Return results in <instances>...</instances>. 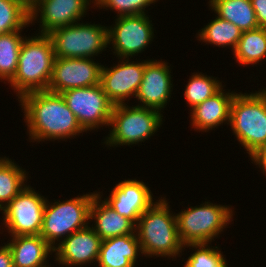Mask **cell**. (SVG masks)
Listing matches in <instances>:
<instances>
[{
  "mask_svg": "<svg viewBox=\"0 0 266 267\" xmlns=\"http://www.w3.org/2000/svg\"><path fill=\"white\" fill-rule=\"evenodd\" d=\"M232 206L204 203L176 214L178 236L183 246L211 243L232 222Z\"/></svg>",
  "mask_w": 266,
  "mask_h": 267,
  "instance_id": "obj_7",
  "label": "cell"
},
{
  "mask_svg": "<svg viewBox=\"0 0 266 267\" xmlns=\"http://www.w3.org/2000/svg\"><path fill=\"white\" fill-rule=\"evenodd\" d=\"M96 193L77 195L63 202L46 200L39 235L54 249L66 237L87 227L91 224L90 207Z\"/></svg>",
  "mask_w": 266,
  "mask_h": 267,
  "instance_id": "obj_5",
  "label": "cell"
},
{
  "mask_svg": "<svg viewBox=\"0 0 266 267\" xmlns=\"http://www.w3.org/2000/svg\"><path fill=\"white\" fill-rule=\"evenodd\" d=\"M147 14L117 16L115 25L108 26V45H112L114 56L131 58L142 53L153 41L152 20Z\"/></svg>",
  "mask_w": 266,
  "mask_h": 267,
  "instance_id": "obj_10",
  "label": "cell"
},
{
  "mask_svg": "<svg viewBox=\"0 0 266 267\" xmlns=\"http://www.w3.org/2000/svg\"><path fill=\"white\" fill-rule=\"evenodd\" d=\"M29 24V4L25 0H0V34L25 29Z\"/></svg>",
  "mask_w": 266,
  "mask_h": 267,
  "instance_id": "obj_27",
  "label": "cell"
},
{
  "mask_svg": "<svg viewBox=\"0 0 266 267\" xmlns=\"http://www.w3.org/2000/svg\"><path fill=\"white\" fill-rule=\"evenodd\" d=\"M215 17L214 20L199 30L196 37L200 42H206L205 44L209 43L222 48L232 47L233 52L241 38L242 31L235 24L216 15Z\"/></svg>",
  "mask_w": 266,
  "mask_h": 267,
  "instance_id": "obj_25",
  "label": "cell"
},
{
  "mask_svg": "<svg viewBox=\"0 0 266 267\" xmlns=\"http://www.w3.org/2000/svg\"><path fill=\"white\" fill-rule=\"evenodd\" d=\"M233 55L236 63L241 65H257L266 58V28L258 27L242 32Z\"/></svg>",
  "mask_w": 266,
  "mask_h": 267,
  "instance_id": "obj_23",
  "label": "cell"
},
{
  "mask_svg": "<svg viewBox=\"0 0 266 267\" xmlns=\"http://www.w3.org/2000/svg\"><path fill=\"white\" fill-rule=\"evenodd\" d=\"M153 199L149 186L143 181L125 179L114 186L104 201L136 225L139 217L155 202Z\"/></svg>",
  "mask_w": 266,
  "mask_h": 267,
  "instance_id": "obj_16",
  "label": "cell"
},
{
  "mask_svg": "<svg viewBox=\"0 0 266 267\" xmlns=\"http://www.w3.org/2000/svg\"><path fill=\"white\" fill-rule=\"evenodd\" d=\"M125 104L114 105L110 133L105 137L107 147L133 145L145 142L161 128L163 115L160 111Z\"/></svg>",
  "mask_w": 266,
  "mask_h": 267,
  "instance_id": "obj_6",
  "label": "cell"
},
{
  "mask_svg": "<svg viewBox=\"0 0 266 267\" xmlns=\"http://www.w3.org/2000/svg\"><path fill=\"white\" fill-rule=\"evenodd\" d=\"M120 60L113 67L102 65L101 69L100 84L114 105L125 104L129 98L136 97L144 73V61Z\"/></svg>",
  "mask_w": 266,
  "mask_h": 267,
  "instance_id": "obj_14",
  "label": "cell"
},
{
  "mask_svg": "<svg viewBox=\"0 0 266 267\" xmlns=\"http://www.w3.org/2000/svg\"><path fill=\"white\" fill-rule=\"evenodd\" d=\"M140 253L137 234L117 236L102 240L97 263L99 267H136Z\"/></svg>",
  "mask_w": 266,
  "mask_h": 267,
  "instance_id": "obj_21",
  "label": "cell"
},
{
  "mask_svg": "<svg viewBox=\"0 0 266 267\" xmlns=\"http://www.w3.org/2000/svg\"><path fill=\"white\" fill-rule=\"evenodd\" d=\"M27 185L3 210L2 222L13 236L39 235L47 198Z\"/></svg>",
  "mask_w": 266,
  "mask_h": 267,
  "instance_id": "obj_11",
  "label": "cell"
},
{
  "mask_svg": "<svg viewBox=\"0 0 266 267\" xmlns=\"http://www.w3.org/2000/svg\"><path fill=\"white\" fill-rule=\"evenodd\" d=\"M229 125L252 159L266 145V88L249 94L235 93Z\"/></svg>",
  "mask_w": 266,
  "mask_h": 267,
  "instance_id": "obj_4",
  "label": "cell"
},
{
  "mask_svg": "<svg viewBox=\"0 0 266 267\" xmlns=\"http://www.w3.org/2000/svg\"><path fill=\"white\" fill-rule=\"evenodd\" d=\"M92 58H58L53 62L48 91L59 93L100 83L102 65Z\"/></svg>",
  "mask_w": 266,
  "mask_h": 267,
  "instance_id": "obj_13",
  "label": "cell"
},
{
  "mask_svg": "<svg viewBox=\"0 0 266 267\" xmlns=\"http://www.w3.org/2000/svg\"><path fill=\"white\" fill-rule=\"evenodd\" d=\"M101 242L102 239L89 224L57 244L54 248V252H56L54 261L66 267H81L86 263H96Z\"/></svg>",
  "mask_w": 266,
  "mask_h": 267,
  "instance_id": "obj_17",
  "label": "cell"
},
{
  "mask_svg": "<svg viewBox=\"0 0 266 267\" xmlns=\"http://www.w3.org/2000/svg\"><path fill=\"white\" fill-rule=\"evenodd\" d=\"M0 267H14L12 253L6 243L0 247Z\"/></svg>",
  "mask_w": 266,
  "mask_h": 267,
  "instance_id": "obj_32",
  "label": "cell"
},
{
  "mask_svg": "<svg viewBox=\"0 0 266 267\" xmlns=\"http://www.w3.org/2000/svg\"><path fill=\"white\" fill-rule=\"evenodd\" d=\"M58 58H94L108 48V26L81 23L55 29L48 34Z\"/></svg>",
  "mask_w": 266,
  "mask_h": 267,
  "instance_id": "obj_8",
  "label": "cell"
},
{
  "mask_svg": "<svg viewBox=\"0 0 266 267\" xmlns=\"http://www.w3.org/2000/svg\"><path fill=\"white\" fill-rule=\"evenodd\" d=\"M21 31L0 34V80L7 83L15 76L20 48L25 37Z\"/></svg>",
  "mask_w": 266,
  "mask_h": 267,
  "instance_id": "obj_26",
  "label": "cell"
},
{
  "mask_svg": "<svg viewBox=\"0 0 266 267\" xmlns=\"http://www.w3.org/2000/svg\"><path fill=\"white\" fill-rule=\"evenodd\" d=\"M29 5L34 1V0H25Z\"/></svg>",
  "mask_w": 266,
  "mask_h": 267,
  "instance_id": "obj_35",
  "label": "cell"
},
{
  "mask_svg": "<svg viewBox=\"0 0 266 267\" xmlns=\"http://www.w3.org/2000/svg\"><path fill=\"white\" fill-rule=\"evenodd\" d=\"M61 95L85 131L97 130L103 126L110 127L114 104L108 99L100 83L69 89Z\"/></svg>",
  "mask_w": 266,
  "mask_h": 267,
  "instance_id": "obj_9",
  "label": "cell"
},
{
  "mask_svg": "<svg viewBox=\"0 0 266 267\" xmlns=\"http://www.w3.org/2000/svg\"><path fill=\"white\" fill-rule=\"evenodd\" d=\"M99 192H97L92 200L90 207V221L94 222L91 227L102 239L134 234L136 225L128 218L118 214L110 207Z\"/></svg>",
  "mask_w": 266,
  "mask_h": 267,
  "instance_id": "obj_19",
  "label": "cell"
},
{
  "mask_svg": "<svg viewBox=\"0 0 266 267\" xmlns=\"http://www.w3.org/2000/svg\"><path fill=\"white\" fill-rule=\"evenodd\" d=\"M209 8L242 32L258 28L255 11L250 0H209Z\"/></svg>",
  "mask_w": 266,
  "mask_h": 267,
  "instance_id": "obj_22",
  "label": "cell"
},
{
  "mask_svg": "<svg viewBox=\"0 0 266 267\" xmlns=\"http://www.w3.org/2000/svg\"><path fill=\"white\" fill-rule=\"evenodd\" d=\"M168 62L146 59L144 60L143 79L136 99L140 104L136 106L152 108L163 112L172 95L173 80Z\"/></svg>",
  "mask_w": 266,
  "mask_h": 267,
  "instance_id": "obj_15",
  "label": "cell"
},
{
  "mask_svg": "<svg viewBox=\"0 0 266 267\" xmlns=\"http://www.w3.org/2000/svg\"><path fill=\"white\" fill-rule=\"evenodd\" d=\"M236 92L223 90L190 109L191 126L199 132H208L223 123L230 124L231 103Z\"/></svg>",
  "mask_w": 266,
  "mask_h": 267,
  "instance_id": "obj_18",
  "label": "cell"
},
{
  "mask_svg": "<svg viewBox=\"0 0 266 267\" xmlns=\"http://www.w3.org/2000/svg\"><path fill=\"white\" fill-rule=\"evenodd\" d=\"M166 198L157 199L138 219L135 232L144 257L178 258L183 245L178 236L176 214ZM178 256V257H177Z\"/></svg>",
  "mask_w": 266,
  "mask_h": 267,
  "instance_id": "obj_2",
  "label": "cell"
},
{
  "mask_svg": "<svg viewBox=\"0 0 266 267\" xmlns=\"http://www.w3.org/2000/svg\"><path fill=\"white\" fill-rule=\"evenodd\" d=\"M251 160H266V145Z\"/></svg>",
  "mask_w": 266,
  "mask_h": 267,
  "instance_id": "obj_33",
  "label": "cell"
},
{
  "mask_svg": "<svg viewBox=\"0 0 266 267\" xmlns=\"http://www.w3.org/2000/svg\"><path fill=\"white\" fill-rule=\"evenodd\" d=\"M91 2L94 4V0H34L29 5L30 23L33 25L38 18L39 34H49L82 20Z\"/></svg>",
  "mask_w": 266,
  "mask_h": 267,
  "instance_id": "obj_12",
  "label": "cell"
},
{
  "mask_svg": "<svg viewBox=\"0 0 266 267\" xmlns=\"http://www.w3.org/2000/svg\"><path fill=\"white\" fill-rule=\"evenodd\" d=\"M6 157H0V163L5 159Z\"/></svg>",
  "mask_w": 266,
  "mask_h": 267,
  "instance_id": "obj_36",
  "label": "cell"
},
{
  "mask_svg": "<svg viewBox=\"0 0 266 267\" xmlns=\"http://www.w3.org/2000/svg\"><path fill=\"white\" fill-rule=\"evenodd\" d=\"M18 101L24 111L30 142L67 141L86 132L59 93L34 91L24 94Z\"/></svg>",
  "mask_w": 266,
  "mask_h": 267,
  "instance_id": "obj_1",
  "label": "cell"
},
{
  "mask_svg": "<svg viewBox=\"0 0 266 267\" xmlns=\"http://www.w3.org/2000/svg\"><path fill=\"white\" fill-rule=\"evenodd\" d=\"M184 89V97L190 108L202 103L207 98L212 97L222 87V82L217 77L205 75L202 72L192 73Z\"/></svg>",
  "mask_w": 266,
  "mask_h": 267,
  "instance_id": "obj_28",
  "label": "cell"
},
{
  "mask_svg": "<svg viewBox=\"0 0 266 267\" xmlns=\"http://www.w3.org/2000/svg\"><path fill=\"white\" fill-rule=\"evenodd\" d=\"M27 174L7 157L0 163V211L27 186Z\"/></svg>",
  "mask_w": 266,
  "mask_h": 267,
  "instance_id": "obj_24",
  "label": "cell"
},
{
  "mask_svg": "<svg viewBox=\"0 0 266 267\" xmlns=\"http://www.w3.org/2000/svg\"><path fill=\"white\" fill-rule=\"evenodd\" d=\"M210 245V243H199L183 246V249L188 247L192 250L195 249V252L188 257L184 267H228L221 250L217 246L212 248Z\"/></svg>",
  "mask_w": 266,
  "mask_h": 267,
  "instance_id": "obj_29",
  "label": "cell"
},
{
  "mask_svg": "<svg viewBox=\"0 0 266 267\" xmlns=\"http://www.w3.org/2000/svg\"><path fill=\"white\" fill-rule=\"evenodd\" d=\"M259 27L266 28V0H250Z\"/></svg>",
  "mask_w": 266,
  "mask_h": 267,
  "instance_id": "obj_31",
  "label": "cell"
},
{
  "mask_svg": "<svg viewBox=\"0 0 266 267\" xmlns=\"http://www.w3.org/2000/svg\"><path fill=\"white\" fill-rule=\"evenodd\" d=\"M254 162V164L262 170L263 175L265 174L266 176V160H252V163Z\"/></svg>",
  "mask_w": 266,
  "mask_h": 267,
  "instance_id": "obj_34",
  "label": "cell"
},
{
  "mask_svg": "<svg viewBox=\"0 0 266 267\" xmlns=\"http://www.w3.org/2000/svg\"><path fill=\"white\" fill-rule=\"evenodd\" d=\"M25 36L20 48L15 76L8 82L18 99L26 93L47 90L55 59L48 34Z\"/></svg>",
  "mask_w": 266,
  "mask_h": 267,
  "instance_id": "obj_3",
  "label": "cell"
},
{
  "mask_svg": "<svg viewBox=\"0 0 266 267\" xmlns=\"http://www.w3.org/2000/svg\"><path fill=\"white\" fill-rule=\"evenodd\" d=\"M7 241L14 267H50L47 258L54 249L40 235L13 236ZM50 254V255H49Z\"/></svg>",
  "mask_w": 266,
  "mask_h": 267,
  "instance_id": "obj_20",
  "label": "cell"
},
{
  "mask_svg": "<svg viewBox=\"0 0 266 267\" xmlns=\"http://www.w3.org/2000/svg\"><path fill=\"white\" fill-rule=\"evenodd\" d=\"M159 0H94V7L115 10L116 16L146 14V9Z\"/></svg>",
  "mask_w": 266,
  "mask_h": 267,
  "instance_id": "obj_30",
  "label": "cell"
}]
</instances>
